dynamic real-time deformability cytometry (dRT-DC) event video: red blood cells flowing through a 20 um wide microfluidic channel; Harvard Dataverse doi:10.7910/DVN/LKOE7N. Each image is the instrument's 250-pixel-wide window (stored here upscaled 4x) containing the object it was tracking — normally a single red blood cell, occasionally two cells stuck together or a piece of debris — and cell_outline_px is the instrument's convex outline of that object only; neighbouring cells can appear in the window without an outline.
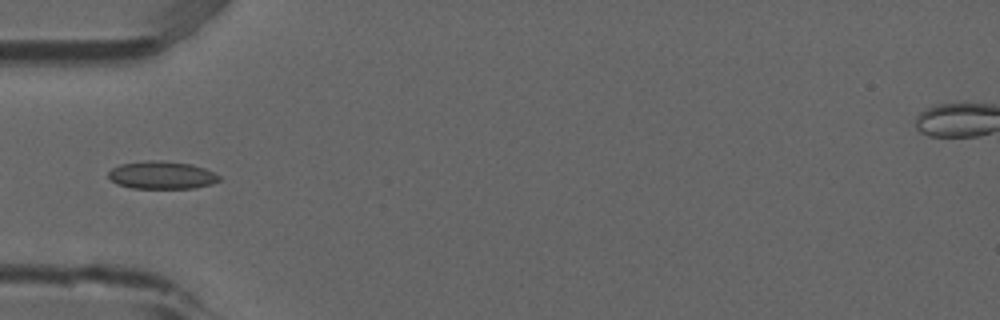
{"species": "common noctule bat (a hibernating species)", "species_latin": "Nyctalus noctula", "temperature_condition": "room temperature", "stored_images_in_passage": 4, "camera_frame_rate_fps": 3000, "um_per_image_px": 0.085, "animal": {"sex": "male", "forearm_length_mm": 52.5}, "frame": {"image": 1, "passage_image": 4, "time_ms": 1.0, "image_size_px": [1000, 320], "cell_outline_px": [[220, 180], [212, 184], [192, 188], [132, 188], [116, 184], [108, 176], [108, 172], [112, 168], [120, 164], [148, 160], [160, 160], [192, 164], [204, 168], [220, 176]], "centroid_in_image_um": [13.73, 14.88], "position_along_channel_um": 71.3, "area_um2": 17.92}}